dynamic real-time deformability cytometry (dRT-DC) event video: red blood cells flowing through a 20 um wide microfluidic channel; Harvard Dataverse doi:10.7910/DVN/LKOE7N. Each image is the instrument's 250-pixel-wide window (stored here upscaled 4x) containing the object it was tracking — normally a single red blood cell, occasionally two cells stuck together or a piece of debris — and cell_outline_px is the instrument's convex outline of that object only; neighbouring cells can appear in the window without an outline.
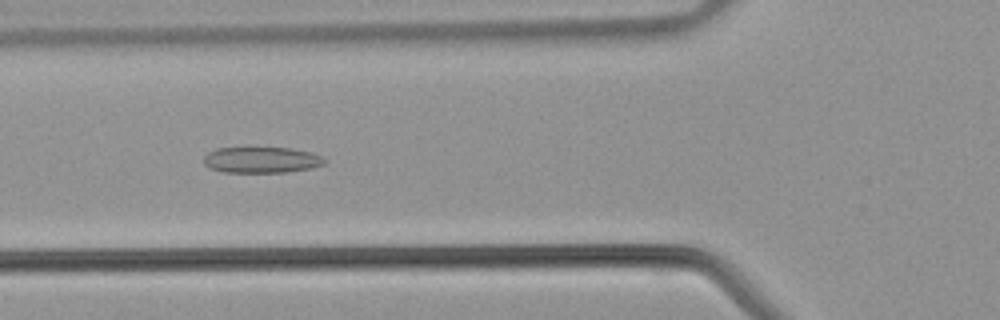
{"species": "common noctule bat (a hibernating species)", "species_latin": "Nyctalus noctula", "temperature_condition": "warm", "stored_images_in_passage": 36, "camera_frame_rate_fps": 3000, "um_per_image_px": 0.085, "animal": {"sex": "male", "body_mass_g": 21.5, "forearm_length_mm": 52.0}, "frame": {"image": 1, "passage_image": 9, "time_ms": 2.667, "image_size_px": [1000, 320], "cell_outline_px": [[328, 160], [324, 164], [312, 168], [288, 172], [224, 172], [208, 168], [204, 164], [204, 156], [208, 152], [216, 148], [292, 148], [312, 152]], "centroid_in_image_um": [22.24, 13.59], "position_along_channel_um": 103.6, "area_um2": 18.44}}
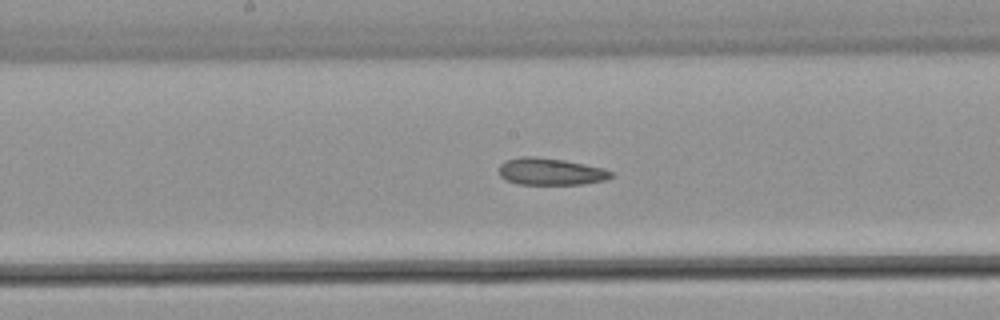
{"frame": {"image": 2, "passage_image": 15, "time_ms": 4.667, "image_size_px": [1000, 320], "cell_outline_px": [[616, 172], [608, 180], [584, 184], [520, 184], [504, 180], [500, 176], [500, 164], [504, 160], [524, 156], [532, 156], [564, 160], [604, 168]], "centroid_in_image_um": [46.84, 14.59], "position_along_channel_um": 201.4, "area_um2": 17.8}}
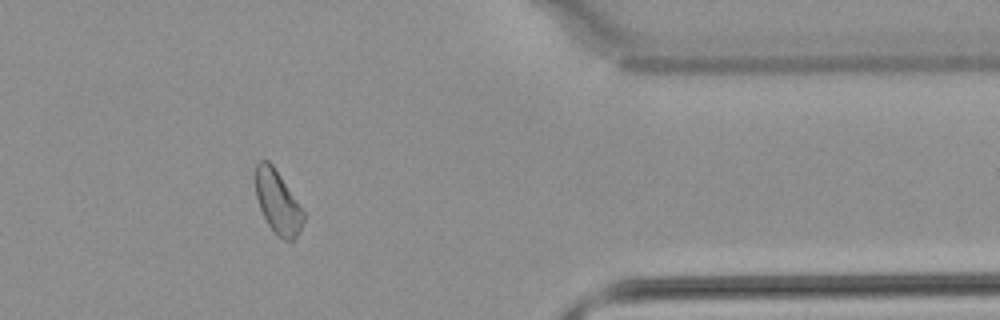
{"frame": {"image": 3, "passage_image": 28, "time_ms": 9.0, "image_size_px": [1000, 320], "cell_outline_px": [[304, 220], [296, 236], [292, 240], [284, 240], [276, 236], [268, 224], [260, 208], [256, 196], [256, 164], [260, 160], [268, 160], [272, 164], [304, 212]], "centroid_in_image_um": [23.59, 17.2], "position_along_channel_um": 387.8, "area_um2": 17.22}}